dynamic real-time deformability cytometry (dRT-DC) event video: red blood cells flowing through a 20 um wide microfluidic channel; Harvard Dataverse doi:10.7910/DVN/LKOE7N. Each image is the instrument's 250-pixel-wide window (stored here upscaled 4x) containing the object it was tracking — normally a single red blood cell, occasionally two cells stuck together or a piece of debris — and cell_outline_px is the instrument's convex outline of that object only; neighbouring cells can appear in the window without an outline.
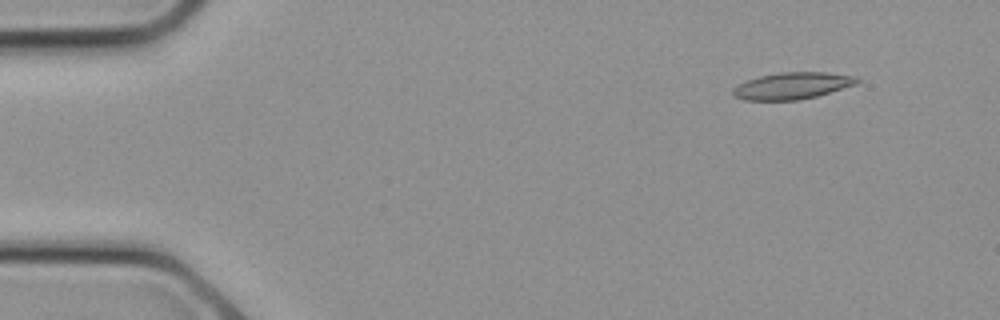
{"species": "common noctule bat (a hibernating species)", "species_latin": "Nyctalus noctula", "temperature_condition": "cold", "stored_images_in_passage": 11, "camera_frame_rate_fps": 3000, "um_per_image_px": 0.085, "animal": {"sex": "female", "body_mass_g": 21.9}, "frame": {"image": 1, "passage_image": 1, "time_ms": 0.0, "image_size_px": [1000, 320], "cell_outline_px": [[860, 80], [856, 84], [816, 96], [800, 100], [744, 100], [736, 96], [732, 92], [732, 88], [736, 84], [760, 76], [780, 72], [824, 72], [856, 76]], "centroid_in_image_um": [67.32, 7.29], "position_along_channel_um": 17.7, "area_um2": 19.25}}
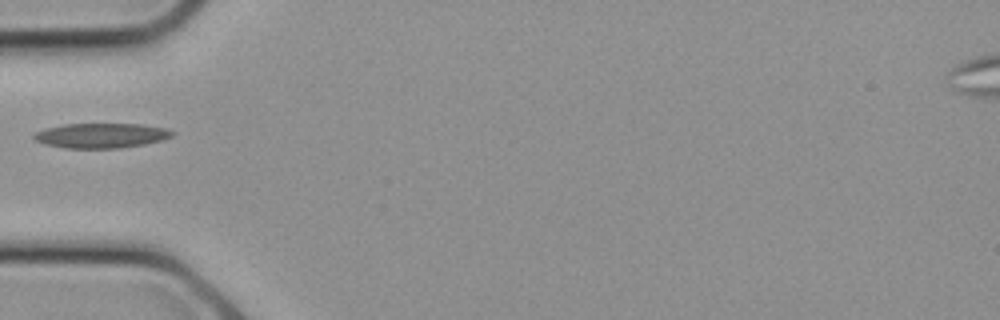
{"frame": {"image": 2, "passage_image": 7, "time_ms": 2.0, "image_size_px": [1000, 320], "cell_outline_px": [[176, 132], [172, 136], [160, 140], [144, 144], [120, 148], [64, 148], [44, 144], [36, 140], [32, 136], [36, 132], [48, 128], [64, 124], [140, 124], [168, 128]], "centroid_in_image_um": [8.62, 11.52], "position_along_channel_um": 76.4, "area_um2": 19.94}}
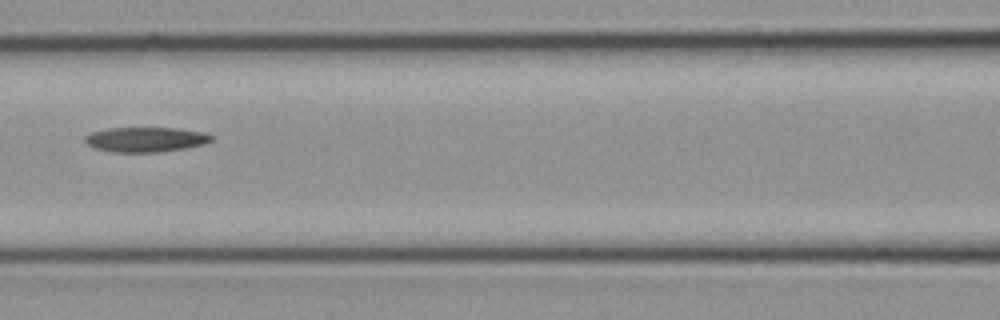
{"frame": {"image": 3, "passage_image": 10, "time_ms": 3.0, "image_size_px": [1000, 320], "cell_outline_px": [[216, 140], [204, 144], [188, 148], [160, 152], [112, 152], [96, 148], [88, 144], [84, 140], [84, 136], [92, 132], [108, 128], [176, 128], [204, 132], [216, 136]], "centroid_in_image_um": [12.46, 11.86], "position_along_channel_um": 154.1, "area_um2": 18.55}}